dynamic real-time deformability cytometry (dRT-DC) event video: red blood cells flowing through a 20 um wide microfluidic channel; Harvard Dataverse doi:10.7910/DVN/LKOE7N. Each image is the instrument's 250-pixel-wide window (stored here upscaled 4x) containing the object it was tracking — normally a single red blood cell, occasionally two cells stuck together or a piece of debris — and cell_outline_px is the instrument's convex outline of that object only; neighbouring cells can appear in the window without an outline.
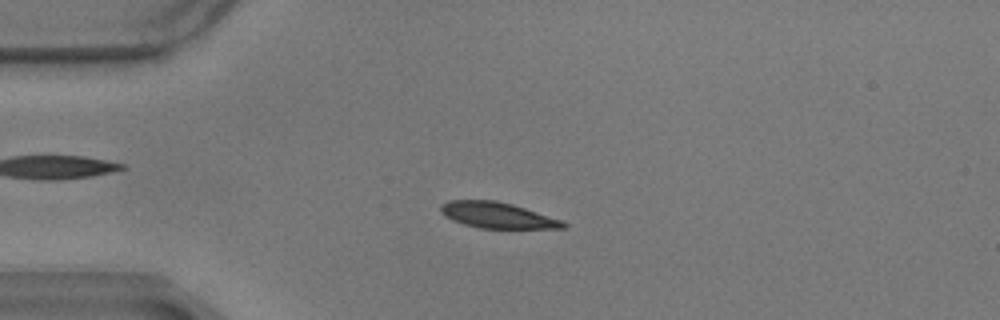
{"species": "common noctule bat (a hibernating species)", "species_latin": "Nyctalus noctula", "temperature_condition": "warm", "stored_images_in_passage": 47, "camera_frame_rate_fps": 3000, "um_per_image_px": 0.085, "animal": {"sex": "male", "body_mass_g": 17.9}, "frame": {"image": 1, "passage_image": 3, "time_ms": 0.667, "image_size_px": [1000, 320], "cell_outline_px": [[568, 228], [480, 228], [464, 224], [452, 220], [444, 216], [440, 212], [440, 204], [448, 200], [496, 200], [512, 204], [564, 220], [568, 224]], "centroid_in_image_um": [42.28, 18.29], "position_along_channel_um": 42.7, "area_um2": 18.67}}
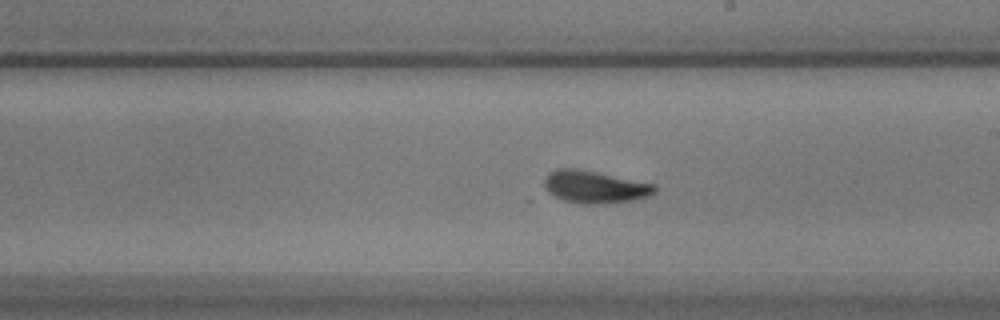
{"frame": {"image": 2, "passage_image": 22, "time_ms": 7.0, "image_size_px": [1000, 320], "cell_outline_px": [[656, 192], [648, 196], [636, 200], [604, 204], [584, 204], [564, 200], [548, 192], [544, 188], [544, 176], [548, 172], [556, 168], [576, 168], [656, 184]], "centroid_in_image_um": [50.55, 15.88], "position_along_channel_um": 238.5, "area_um2": 21.04}}
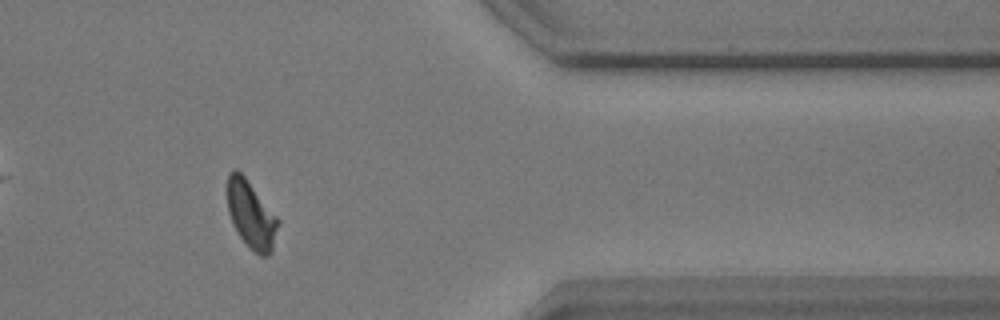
{"frame": {"image": 3, "passage_image": 37, "time_ms": 12.0, "image_size_px": [1000, 320], "cell_outline_px": [[280, 224], [272, 252], [268, 256], [260, 256], [240, 236], [228, 212], [228, 172], [232, 168], [236, 168], [244, 176], [280, 220]], "centroid_in_image_um": [21.38, 18.24], "position_along_channel_um": 390.0, "area_um2": 19.65}, "authors_computed_cell_mechanics": {"area_um2": 19.8254, "velocity_mm_per_s": 3.4487, "shape_relaxation_time_tau1_ms": 2.7142, "shape_relaxation_time_tau2_ms": 2.0357, "deformation_change_tau1": 0.1391, "deformation_change_tau2": 0.0813}}